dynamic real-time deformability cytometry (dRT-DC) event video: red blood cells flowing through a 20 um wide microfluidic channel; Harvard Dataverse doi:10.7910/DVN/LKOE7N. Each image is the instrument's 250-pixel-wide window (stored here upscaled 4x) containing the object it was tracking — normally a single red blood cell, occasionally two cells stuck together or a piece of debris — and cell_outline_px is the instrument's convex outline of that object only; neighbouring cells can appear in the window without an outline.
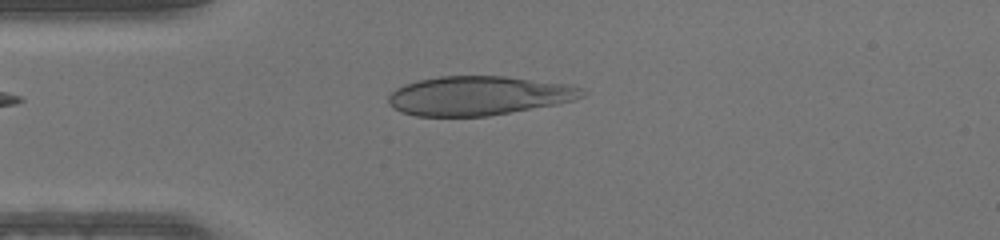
{"species": "human", "species_latin": "Homo sapiens", "temperature_condition": "warm", "stored_images_in_passage": 35, "camera_frame_rate_fps": 3000, "um_per_image_px": 0.085, "donor": {"sex": "male"}, "frame": {"image": 1, "passage_image": 1, "time_ms": 0.0, "image_size_px": [1000, 240], "cell_outline_px": [[584, 96], [572, 100], [556, 104], [488, 116], [416, 116], [400, 112], [392, 108], [388, 104], [388, 96], [396, 88], [404, 84], [416, 80], [440, 76], [504, 76], [564, 84], [580, 88], [584, 92]], "centroid_in_image_um": [40.59, 8.14], "position_along_channel_um": 44.4, "area_um2": 43.99}}
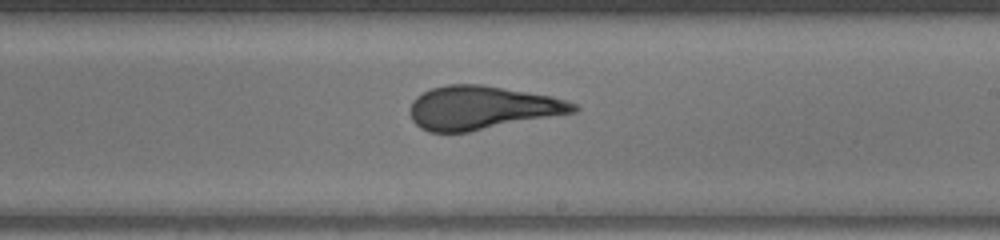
{"frame": {"image": 2, "passage_image": 16, "time_ms": 5.0, "image_size_px": [1000, 240], "cell_outline_px": [[580, 108], [576, 112], [468, 132], [428, 132], [420, 128], [412, 120], [412, 100], [416, 96], [432, 88], [448, 84], [480, 84], [552, 96], [576, 104]], "centroid_in_image_um": [40.96, 9.16], "position_along_channel_um": 248.0, "area_um2": 41.15}}
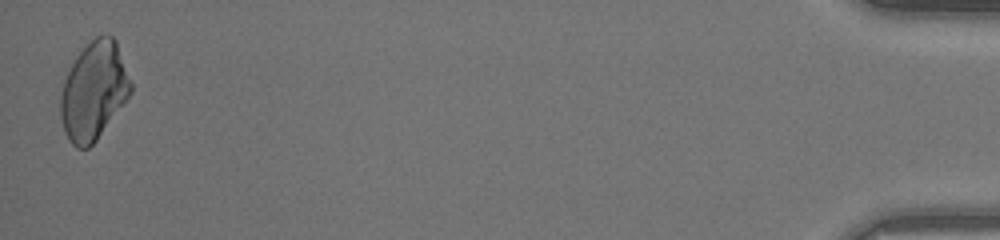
{"frame": {"image": 3, "passage_image": 35, "time_ms": 11.333, "image_size_px": [1000, 240], "cell_outline_px": [[132, 92], [96, 140], [88, 148], [76, 148], [72, 144], [64, 132], [60, 116], [60, 96], [64, 80], [76, 56], [96, 36], [112, 36], [116, 40], [132, 84]], "centroid_in_image_um": [7.96, 7.75], "position_along_channel_um": 427.2, "area_um2": 39.59}}